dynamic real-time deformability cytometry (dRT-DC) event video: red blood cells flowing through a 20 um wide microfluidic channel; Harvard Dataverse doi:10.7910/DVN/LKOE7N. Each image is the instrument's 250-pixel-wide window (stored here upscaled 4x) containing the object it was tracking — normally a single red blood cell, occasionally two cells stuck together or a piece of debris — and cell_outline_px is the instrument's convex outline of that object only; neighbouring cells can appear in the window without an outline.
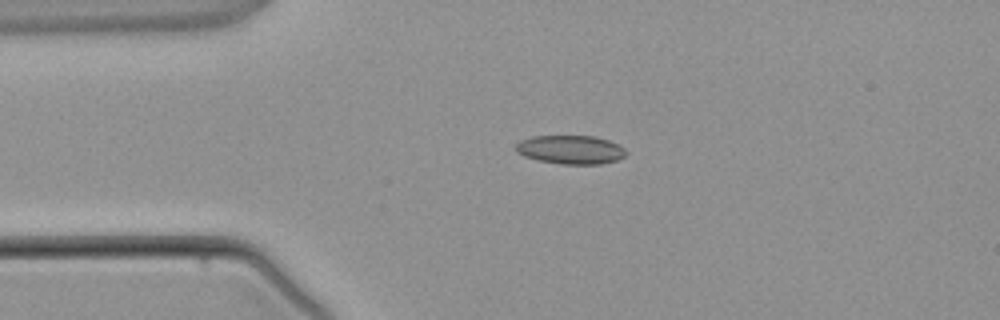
{"species": "common noctule bat (a hibernating species)", "species_latin": "Nyctalus noctula", "temperature_condition": "warm", "stored_images_in_passage": 3, "camera_frame_rate_fps": 3000, "um_per_image_px": 0.085, "animal": {"sex": "male", "body_mass_g": 21.5, "forearm_length_mm": 52.0}, "frame": {"image": 1, "passage_image": 2, "time_ms": 1.0, "image_size_px": [1000, 320], "cell_outline_px": [[628, 152], [624, 156], [616, 160], [600, 164], [560, 164], [540, 160], [524, 156], [516, 152], [516, 144], [520, 140], [532, 136], [596, 136], [620, 144]], "centroid_in_image_um": [48.52, 12.71], "position_along_channel_um": 36.5, "area_um2": 18.5}}
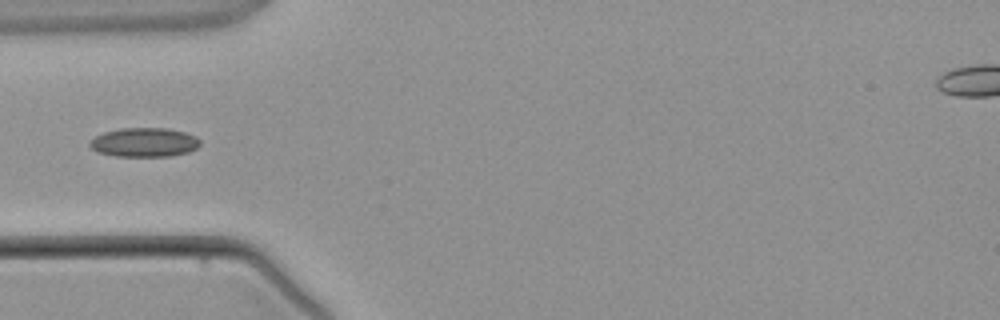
{"frame": {"image": 2, "passage_image": 3, "time_ms": 2.333, "image_size_px": [1000, 320], "cell_outline_px": [[200, 144], [196, 148], [188, 152], [172, 156], [116, 156], [96, 152], [88, 144], [96, 136], [104, 132], [120, 128], [168, 128], [184, 132], [196, 136], [200, 140]], "centroid_in_image_um": [12.27, 12.1], "position_along_channel_um": 72.7, "area_um2": 18.73}}